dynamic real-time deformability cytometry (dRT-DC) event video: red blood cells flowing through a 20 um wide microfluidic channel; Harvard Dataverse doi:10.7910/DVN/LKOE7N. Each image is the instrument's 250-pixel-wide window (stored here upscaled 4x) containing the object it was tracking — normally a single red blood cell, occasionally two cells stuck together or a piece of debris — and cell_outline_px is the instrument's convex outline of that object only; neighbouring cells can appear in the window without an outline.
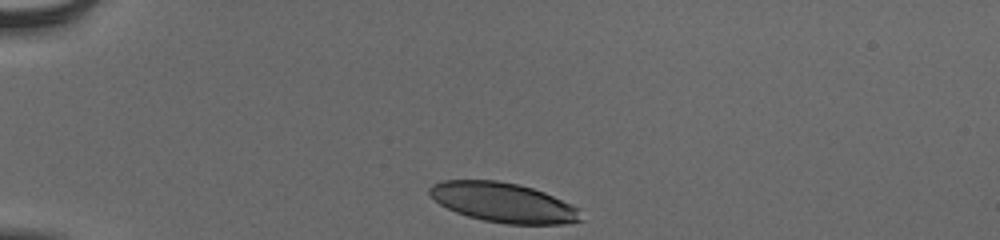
{"species": "human", "species_latin": "Homo sapiens", "temperature_condition": "cold", "stored_images_in_passage": 34, "camera_frame_rate_fps": 3000, "um_per_image_px": 0.085, "donor": {"sex": "male"}, "frame": {"image": 1, "passage_image": 1, "time_ms": 0.0, "image_size_px": [1000, 240], "cell_outline_px": [[584, 220], [568, 224], [504, 224], [484, 220], [468, 216], [456, 212], [440, 204], [428, 192], [428, 188], [432, 184], [444, 180], [496, 180], [520, 184], [544, 192], [580, 208]], "centroid_in_image_um": [42.83, 17.22], "position_along_channel_um": 42.2, "area_um2": 35.14}}
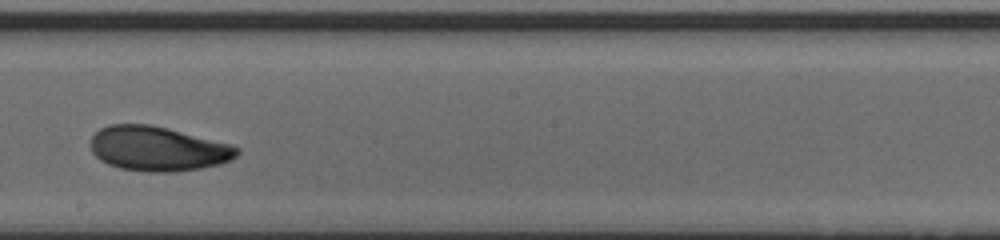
{"frame": {"image": 2, "passage_image": 20, "time_ms": 6.333, "image_size_px": [1000, 240], "cell_outline_px": [[240, 152], [232, 160], [220, 164], [200, 168], [172, 172], [148, 172], [120, 168], [108, 164], [100, 160], [92, 152], [88, 144], [92, 136], [100, 128], [108, 124], [148, 124], [168, 128], [228, 144], [240, 148]], "centroid_in_image_um": [13.37, 12.64], "position_along_channel_um": 234.8, "area_um2": 38.09}}
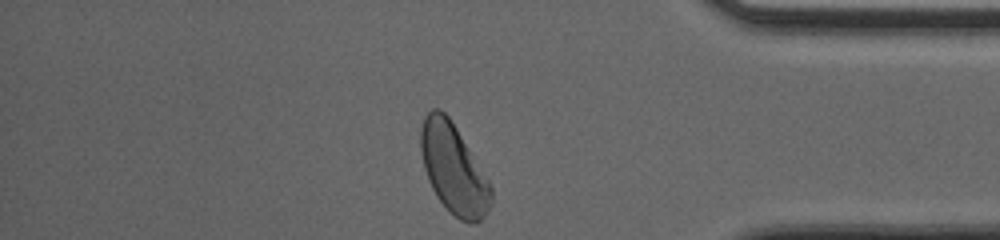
{"frame": {"image": 3, "passage_image": 34, "time_ms": 11.0, "image_size_px": [1000, 240], "cell_outline_px": [[492, 204], [484, 216], [476, 224], [468, 224], [460, 220], [436, 196], [428, 180], [424, 168], [420, 152], [420, 128], [424, 116], [432, 108], [440, 108], [448, 116], [456, 128], [488, 180], [492, 188]], "centroid_in_image_um": [38.54, 14.35], "position_along_channel_um": 396.7, "area_um2": 36.53}, "authors_computed_cell_mechanics": {"area_um2": 36.8764, "velocity_mm_per_s": 3.8477, "shape_relaxation_time_tau1_ms": 3.2548, "shape_relaxation_time_tau2_ms": 3.0673, "deformation_change_tau1": 0.1437, "deformation_change_tau2": 0.0714}}